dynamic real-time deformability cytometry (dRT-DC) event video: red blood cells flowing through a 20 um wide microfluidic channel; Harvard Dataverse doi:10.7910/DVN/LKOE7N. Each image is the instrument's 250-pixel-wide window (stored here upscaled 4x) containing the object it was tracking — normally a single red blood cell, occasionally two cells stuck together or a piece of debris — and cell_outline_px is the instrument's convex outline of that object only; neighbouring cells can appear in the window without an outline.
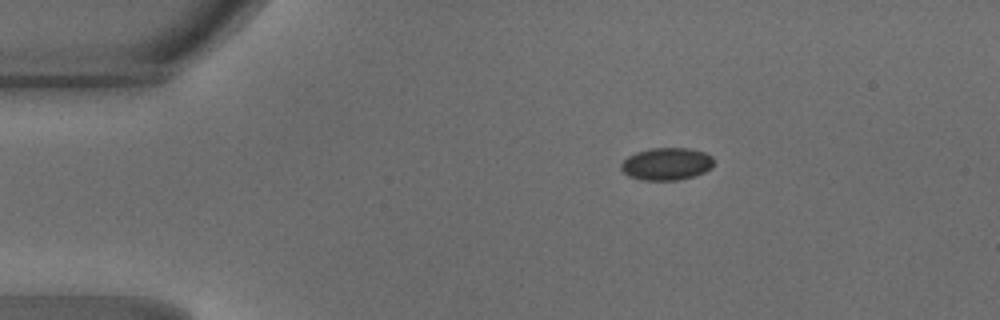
{"species": "common noctule bat (a hibernating species)", "species_latin": "Nyctalus noctula", "temperature_condition": "warm", "stored_images_in_passage": 40, "camera_frame_rate_fps": 3000, "um_per_image_px": 0.085, "animal": {"sex": "male", "body_mass_g": 18.8}, "frame": {"image": 1, "passage_image": 1, "time_ms": 0.0, "image_size_px": [1000, 320], "cell_outline_px": [[712, 168], [696, 176], [676, 180], [640, 180], [628, 176], [620, 168], [620, 164], [628, 156], [636, 152], [652, 148], [688, 148], [704, 152], [712, 156]], "centroid_in_image_um": [56.65, 13.94], "position_along_channel_um": 28.4, "area_um2": 17.57}}
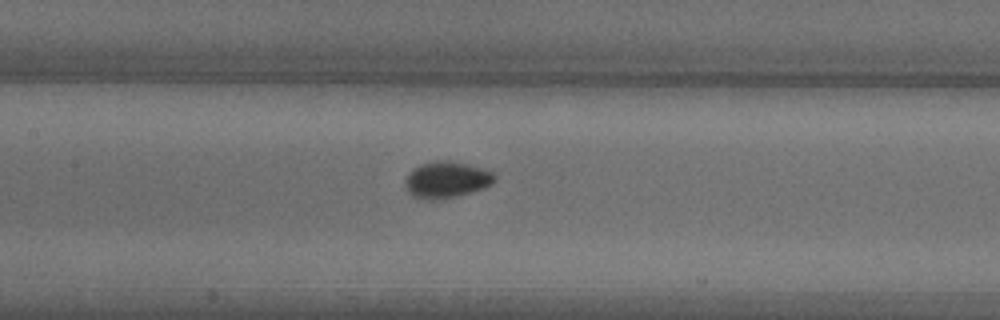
{"frame": {"image": 2, "passage_image": 15, "time_ms": 4.667, "image_size_px": [1000, 320], "cell_outline_px": [[496, 180], [492, 184], [484, 188], [452, 196], [412, 196], [408, 192], [404, 184], [404, 180], [408, 172], [420, 164], [432, 160], [448, 160], [468, 164], [484, 168], [492, 172], [496, 176]], "centroid_in_image_um": [37.97, 15.19], "position_along_channel_um": 169.4, "area_um2": 18.44}}
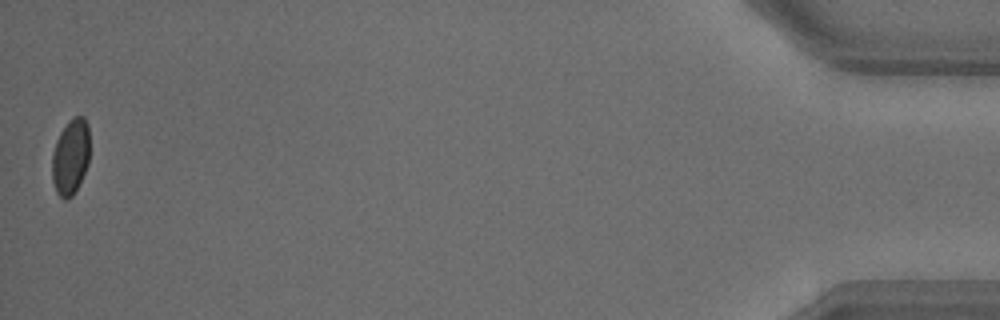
{"frame": {"image": 3, "passage_image": 40, "time_ms": 13.0, "image_size_px": [1000, 320], "cell_outline_px": [[88, 164], [72, 196], [68, 200], [64, 200], [56, 192], [52, 180], [52, 152], [56, 140], [60, 132], [68, 120], [72, 116], [84, 116], [88, 124]], "centroid_in_image_um": [5.97, 13.3], "position_along_channel_um": 429.2, "area_um2": 16.65}, "authors_computed_cell_mechanics": {"area_um2": 17.6001, "velocity_mm_per_s": 4.2284, "shape_relaxation_time_tau1_ms": 5.6815, "shape_relaxation_time_tau2_ms": null, "deformation_change_tau1": 0.0962, "deformation_change_tau2": null}}